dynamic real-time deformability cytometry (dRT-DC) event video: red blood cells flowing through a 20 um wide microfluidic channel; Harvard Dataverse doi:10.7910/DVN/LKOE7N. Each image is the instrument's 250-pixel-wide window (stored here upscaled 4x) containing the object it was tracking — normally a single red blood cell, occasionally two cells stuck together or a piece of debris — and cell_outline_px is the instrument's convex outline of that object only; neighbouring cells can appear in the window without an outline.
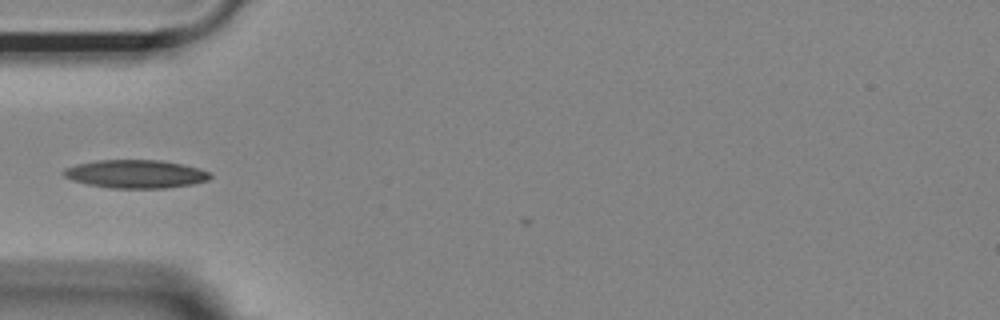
{"species": "Egyptian fruit bat (a non-hibernating species)", "species_latin": "Rousettus aegyptiacus", "temperature_condition": "room temperature", "stored_images_in_passage": 7, "camera_frame_rate_fps": 3000, "um_per_image_px": 0.085, "animal": {"sex": "female"}, "frame": {"image": 1, "passage_image": 1, "time_ms": 0.0, "image_size_px": [1000, 320], "cell_outline_px": [[212, 176], [208, 180], [192, 184], [168, 188], [112, 188], [88, 184], [72, 180], [64, 176], [60, 172], [64, 168], [76, 164], [100, 160], [160, 160], [184, 164], [208, 172]], "centroid_in_image_um": [11.5, 14.79], "position_along_channel_um": 73.5, "area_um2": 24.1}}
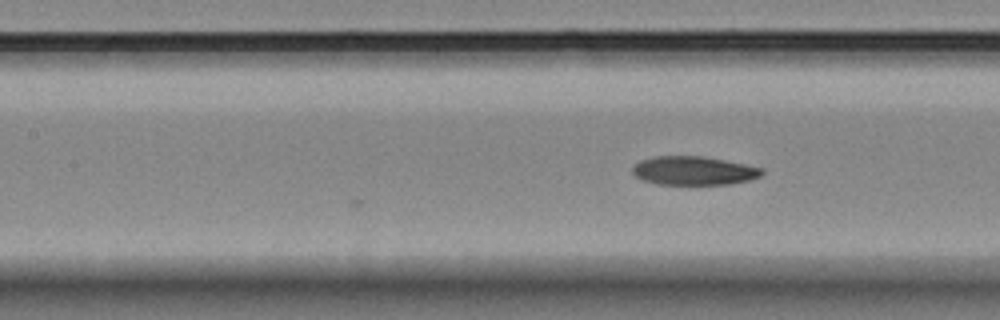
{"frame": {"image": 2, "passage_image": 7, "time_ms": 2.0, "image_size_px": [1000, 320], "cell_outline_px": [[764, 172], [760, 176], [748, 180], [732, 184], [656, 184], [644, 180], [636, 176], [632, 172], [632, 168], [640, 160], [652, 156], [700, 156], [724, 160], [764, 168]], "centroid_in_image_um": [58.96, 14.5], "position_along_channel_um": 148.4, "area_um2": 21.56}}